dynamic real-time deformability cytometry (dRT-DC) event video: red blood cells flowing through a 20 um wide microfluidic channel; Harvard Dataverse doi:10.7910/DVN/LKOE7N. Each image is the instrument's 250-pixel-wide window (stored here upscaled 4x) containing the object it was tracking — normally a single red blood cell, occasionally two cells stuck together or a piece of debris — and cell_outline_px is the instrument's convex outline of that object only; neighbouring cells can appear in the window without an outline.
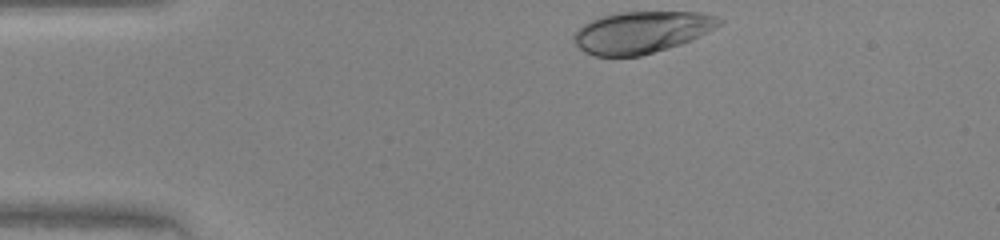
{"species": "human", "species_latin": "Homo sapiens", "temperature_condition": "warm", "stored_images_in_passage": 31, "camera_frame_rate_fps": 3000, "um_per_image_px": 0.085, "donor": {"sex": "female"}, "frame": {"image": 1, "passage_image": 1, "time_ms": 0.0, "image_size_px": [1000, 240], "cell_outline_px": [[724, 20], [720, 24], [692, 40], [668, 48], [640, 56], [592, 56], [584, 52], [572, 40], [572, 36], [584, 24], [600, 16], [620, 12], [700, 12], [716, 16]], "centroid_in_image_um": [54.51, 2.74], "position_along_channel_um": 30.5, "area_um2": 35.26}}
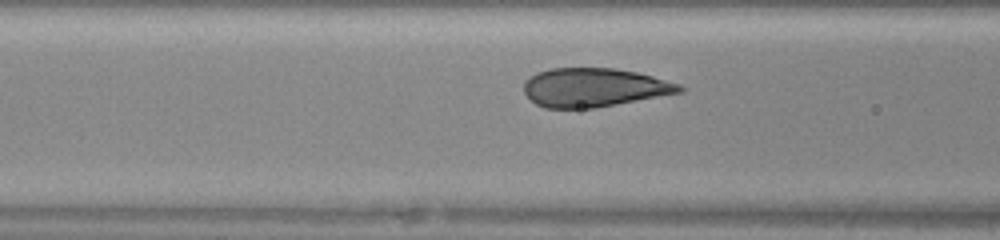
{"frame": {"image": 2, "passage_image": 11, "time_ms": 3.333, "image_size_px": [1000, 240], "cell_outline_px": [[688, 88], [684, 92], [596, 108], [544, 108], [536, 104], [524, 92], [524, 80], [528, 76], [536, 72], [548, 68], [616, 68], [636, 72], [652, 76], [680, 84]], "centroid_in_image_um": [50.51, 7.43], "position_along_channel_um": 116.1, "area_um2": 35.55}}
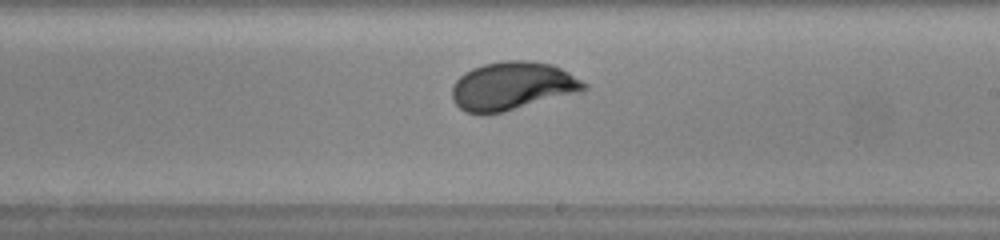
{"frame": {"image": 3, "passage_image": 20, "time_ms": 6.333, "image_size_px": [1000, 240], "cell_outline_px": [[588, 88], [584, 92], [504, 112], [468, 112], [460, 108], [452, 100], [452, 88], [456, 80], [464, 72], [472, 68], [484, 64], [504, 60], [528, 60], [552, 64], [568, 72], [588, 84]], "centroid_in_image_um": [43.61, 7.3], "position_along_channel_um": 245.4, "area_um2": 37.22}}